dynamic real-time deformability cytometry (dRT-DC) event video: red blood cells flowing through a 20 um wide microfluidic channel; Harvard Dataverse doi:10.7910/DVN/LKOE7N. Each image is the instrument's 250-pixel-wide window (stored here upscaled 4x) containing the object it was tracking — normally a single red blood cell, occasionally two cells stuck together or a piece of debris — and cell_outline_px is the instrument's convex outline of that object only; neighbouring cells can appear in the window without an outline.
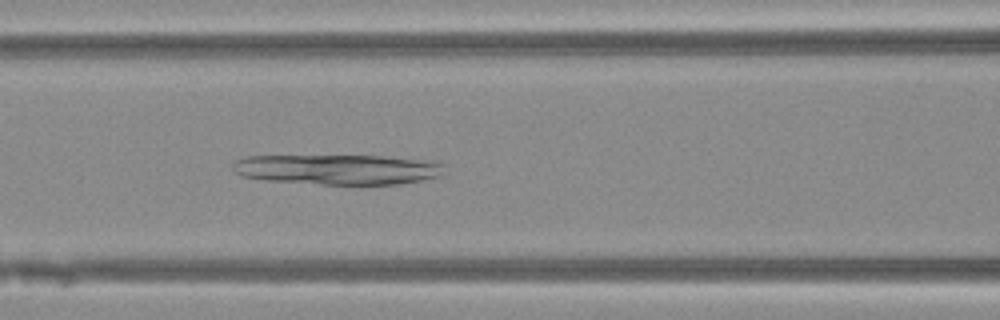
{"species": "Egyptian fruit bat (a non-hibernating species)", "species_latin": "Rousettus aegyptiacus", "temperature_condition": "warm", "stored_images_in_passage": 44, "camera_frame_rate_fps": 3000, "um_per_image_px": 0.085, "animal": {"sex": "female"}, "frame": {"image": 1, "passage_image": 16, "time_ms": 5.0, "image_size_px": [1000, 320], "cell_outline_px": [[444, 164], [436, 176], [420, 180], [396, 184], [360, 188], [264, 180], [244, 176], [236, 172], [232, 168], [232, 164], [236, 160], [248, 156], [384, 156], [436, 160]], "centroid_in_image_um": [28.73, 14.43], "position_along_channel_um": 137.9, "area_um2": 38.26}}
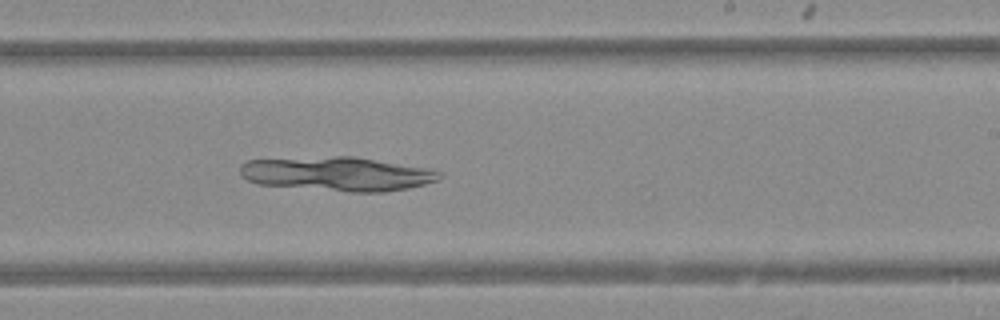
{"frame": {"image": 2, "passage_image": 25, "time_ms": 8.0, "image_size_px": [1000, 320], "cell_outline_px": [[444, 176], [440, 180], [408, 188], [384, 192], [352, 192], [256, 184], [240, 176], [240, 164], [248, 160], [336, 156], [356, 156], [424, 168], [444, 172]], "centroid_in_image_um": [28.68, 14.78], "position_along_channel_um": 260.3, "area_um2": 39.71}}
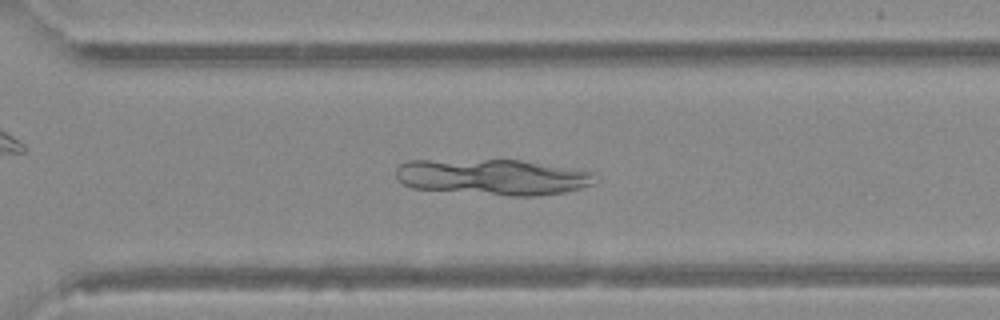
{"frame": {"image": 3, "passage_image": 30, "time_ms": 9.667, "image_size_px": [1000, 320], "cell_outline_px": [[600, 180], [596, 184], [564, 192], [540, 196], [508, 196], [412, 188], [396, 180], [396, 168], [404, 160], [520, 160], [596, 172]], "centroid_in_image_um": [41.93, 15.05], "position_along_channel_um": 328.7, "area_um2": 42.31}}